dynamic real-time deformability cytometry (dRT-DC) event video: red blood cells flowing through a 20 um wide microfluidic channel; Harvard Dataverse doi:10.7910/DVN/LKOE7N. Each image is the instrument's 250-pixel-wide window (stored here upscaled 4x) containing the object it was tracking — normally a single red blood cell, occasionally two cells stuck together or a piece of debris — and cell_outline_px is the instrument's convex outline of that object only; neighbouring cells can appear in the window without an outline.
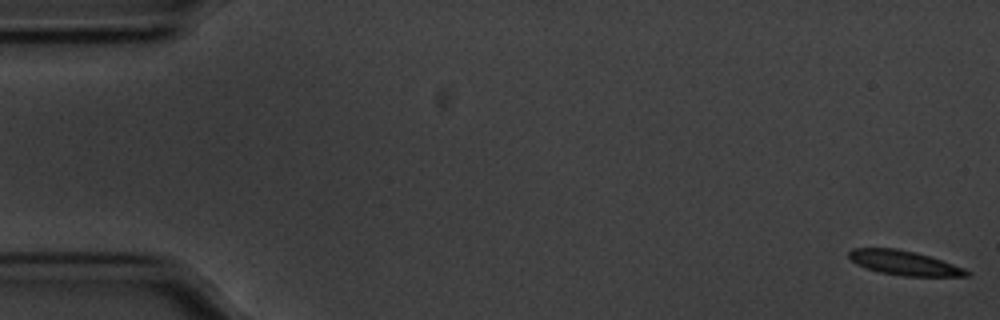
{"species": "common noctule bat (a hibernating species)", "species_latin": "Nyctalus noctula", "temperature_condition": "cold", "stored_images_in_passage": 58, "segment_of_instrument_passage": [1, 2], "camera_frame_rate_fps": 3000, "um_per_image_px": 0.085, "animal": {"sex": "male", "body_mass_g": 20.1, "forearm_length_mm": 53.5}, "frame": {"image": 1, "passage_image": 1, "time_ms": 0.0, "image_size_px": [1000, 320], "cell_outline_px": [[972, 276], [904, 276], [880, 272], [856, 264], [848, 256], [848, 252], [852, 248], [896, 248], [916, 252], [964, 268], [972, 272]], "centroid_in_image_um": [76.87, 22.34], "position_along_channel_um": 8.1, "area_um2": 16.65}}
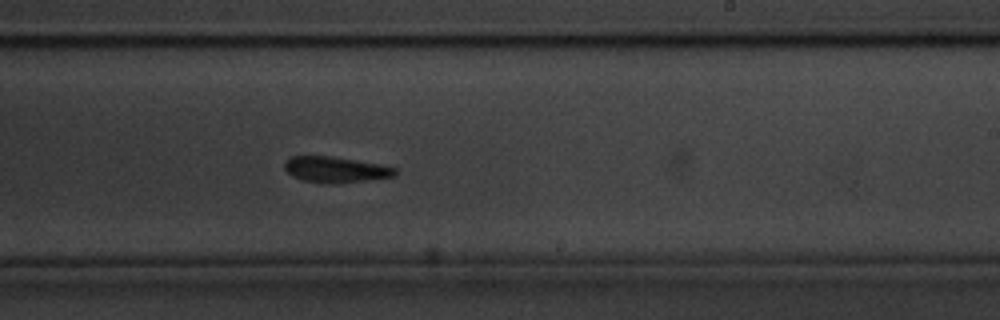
{"frame": {"image": 2, "passage_image": 34, "time_ms": 11.0, "image_size_px": [1000, 320], "cell_outline_px": [[396, 176], [364, 180], [328, 184], [304, 180], [292, 176], [284, 168], [284, 164], [288, 156], [332, 156], [380, 164], [396, 168]], "centroid_in_image_um": [28.49, 14.4], "position_along_channel_um": 260.5, "area_um2": 16.53}}
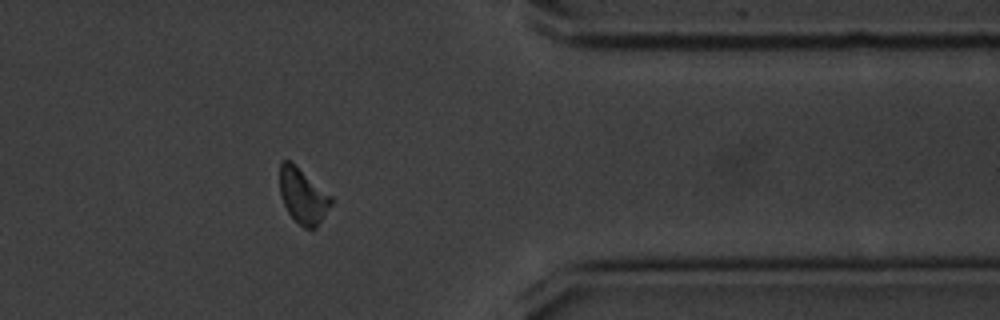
{"frame": {"image": 3, "passage_image": 46, "time_ms": 15.0, "image_size_px": [1000, 320], "cell_outline_px": [[332, 204], [316, 228], [304, 228], [288, 212], [284, 204], [280, 192], [280, 160], [288, 160], [332, 196]], "centroid_in_image_um": [25.75, 16.67], "position_along_channel_um": 385.7, "area_um2": 16.07}}